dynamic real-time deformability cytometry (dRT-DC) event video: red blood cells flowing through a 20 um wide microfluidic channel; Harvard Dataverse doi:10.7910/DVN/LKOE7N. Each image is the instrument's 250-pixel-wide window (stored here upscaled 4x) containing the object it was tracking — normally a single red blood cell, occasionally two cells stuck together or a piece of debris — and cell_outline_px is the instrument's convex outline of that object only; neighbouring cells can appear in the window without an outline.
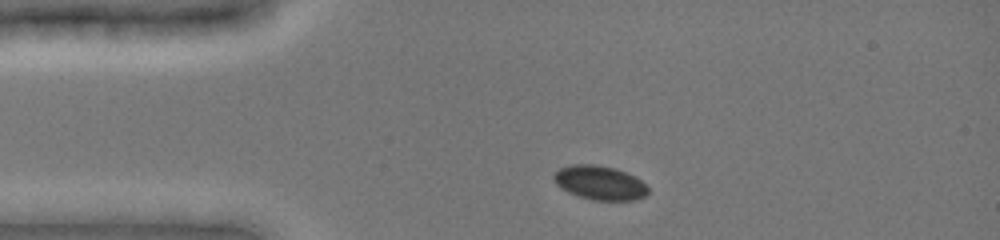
{"species": "common noctule bat (a hibernating species)", "species_latin": "Nyctalus noctula", "temperature_condition": "cold", "stored_images_in_passage": 35, "camera_frame_rate_fps": 3000, "um_per_image_px": 0.085, "animal": {"sex": "female", "body_mass_g": 19.0, "forearm_length_mm": 51.5}, "frame": {"image": 1, "passage_image": 2, "time_ms": 0.667, "image_size_px": [1000, 240], "cell_outline_px": [[648, 192], [644, 196], [632, 200], [592, 200], [576, 196], [560, 188], [556, 184], [552, 176], [560, 168], [572, 164], [596, 164], [616, 168], [640, 180], [648, 188]], "centroid_in_image_um": [50.93, 15.53], "position_along_channel_um": 34.1, "area_um2": 18.67}}
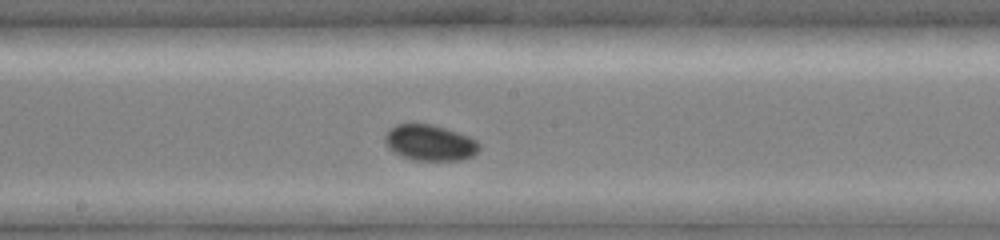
{"frame": {"image": 2, "passage_image": 18, "time_ms": 6.0, "image_size_px": [1000, 240], "cell_outline_px": [[480, 148], [472, 156], [460, 160], [416, 160], [404, 156], [388, 148], [384, 140], [384, 136], [388, 128], [396, 124], [432, 124], [468, 136], [476, 140], [480, 144]], "centroid_in_image_um": [36.52, 12.12], "position_along_channel_um": 211.7, "area_um2": 19.54}}
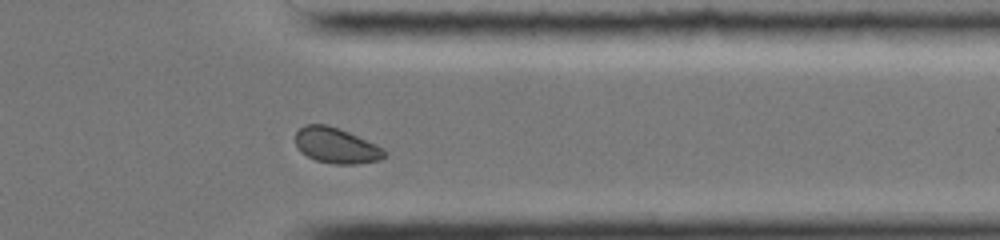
{"frame": {"image": 3, "passage_image": 30, "time_ms": 10.333, "image_size_px": [1000, 240], "cell_outline_px": [[388, 152], [380, 160], [360, 164], [336, 164], [316, 160], [300, 152], [296, 144], [296, 132], [304, 124], [328, 124], [348, 132], [376, 144], [384, 148]], "centroid_in_image_um": [28.59, 12.37], "position_along_channel_um": 382.8, "area_um2": 18.5}}